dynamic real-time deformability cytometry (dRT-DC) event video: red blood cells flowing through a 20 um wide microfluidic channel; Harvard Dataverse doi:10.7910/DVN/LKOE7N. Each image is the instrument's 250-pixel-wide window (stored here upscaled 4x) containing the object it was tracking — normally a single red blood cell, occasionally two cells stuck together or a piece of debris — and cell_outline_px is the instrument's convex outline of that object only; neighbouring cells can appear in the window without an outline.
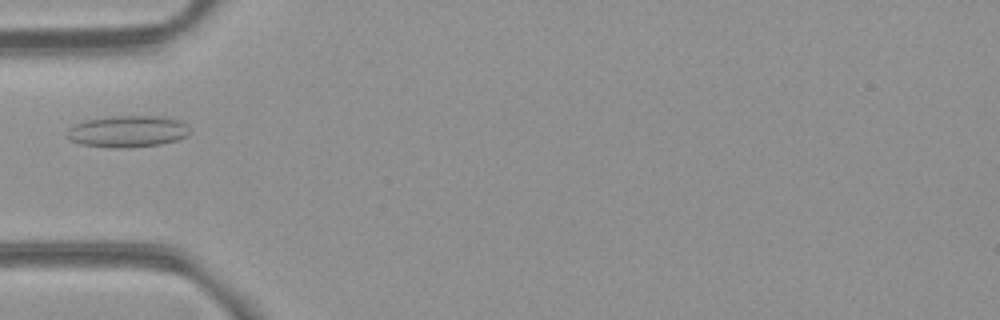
{"species": "common noctule bat (a hibernating species)", "species_latin": "Nyctalus noctula", "temperature_condition": "room temperature", "stored_images_in_passage": 8, "camera_frame_rate_fps": 3000, "um_per_image_px": 0.085, "animal": {"sex": "female", "body_mass_g": 21.9}, "frame": {"image": 1, "passage_image": 6, "time_ms": 5.667, "image_size_px": [1000, 320], "cell_outline_px": [[188, 136], [176, 140], [160, 144], [124, 148], [112, 148], [80, 144], [72, 140], [68, 136], [68, 128], [84, 120], [112, 116], [152, 116], [180, 120], [188, 128]], "centroid_in_image_um": [10.83, 11.17], "position_along_channel_um": 74.2, "area_um2": 22.37}}
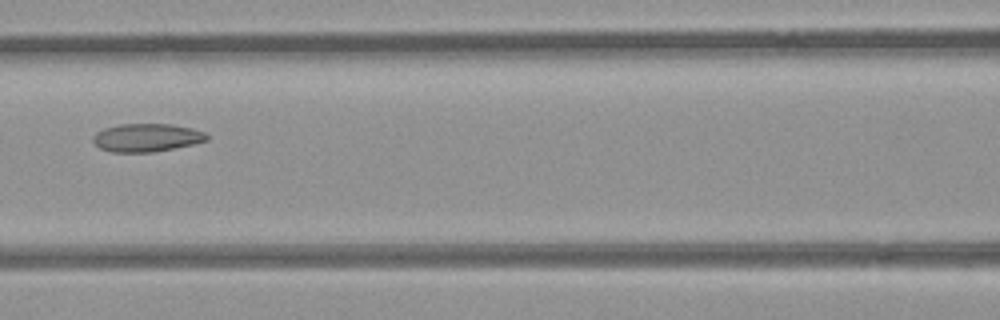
{"frame": {"image": 2, "passage_image": 8, "time_ms": 7.667, "image_size_px": [1000, 320], "cell_outline_px": [[208, 140], [192, 144], [152, 152], [112, 152], [100, 148], [92, 140], [92, 136], [96, 132], [104, 128], [120, 124], [172, 124], [192, 128], [204, 132], [208, 136]], "centroid_in_image_um": [12.44, 11.69], "position_along_channel_um": 154.2, "area_um2": 18.55}}